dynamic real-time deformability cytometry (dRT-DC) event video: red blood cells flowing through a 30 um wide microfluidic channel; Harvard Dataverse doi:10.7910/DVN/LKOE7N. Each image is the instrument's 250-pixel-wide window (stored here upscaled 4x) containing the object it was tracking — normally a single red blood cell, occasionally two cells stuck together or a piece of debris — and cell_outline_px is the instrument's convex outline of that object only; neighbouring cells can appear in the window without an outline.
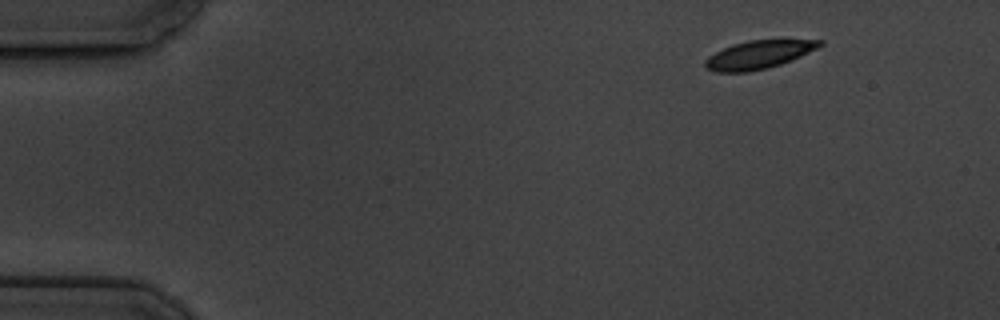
{"species": "common noctule bat (a hibernating species)", "species_latin": "Nyctalus noctula", "temperature_condition": "cold", "stored_images_in_passage": 4, "camera_frame_rate_fps": 3000, "um_per_image_px": 0.085, "animal": {"sex": "male", "body_mass_g": 19.5, "forearm_length_mm": 54.6}, "frame": {"image": 1, "passage_image": 1, "time_ms": 0.0, "image_size_px": [1000, 320], "cell_outline_px": [[824, 44], [792, 60], [768, 68], [748, 72], [716, 72], [704, 68], [704, 60], [708, 56], [732, 44], [748, 40], [780, 36], [824, 40]], "centroid_in_image_um": [64.56, 4.58], "position_along_channel_um": 20.4, "area_um2": 19.88}}
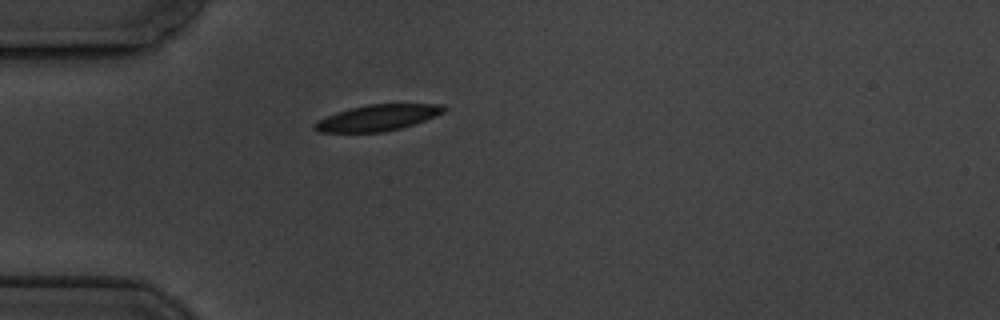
{"frame": {"image": 2, "passage_image": 4, "time_ms": 3.333, "image_size_px": [1000, 320], "cell_outline_px": [[448, 108], [444, 112], [436, 116], [400, 128], [384, 132], [316, 132], [312, 128], [312, 124], [316, 120], [336, 112], [368, 104], [444, 104]], "centroid_in_image_um": [32.06, 10.01], "position_along_channel_um": 52.9, "area_um2": 19.71}}